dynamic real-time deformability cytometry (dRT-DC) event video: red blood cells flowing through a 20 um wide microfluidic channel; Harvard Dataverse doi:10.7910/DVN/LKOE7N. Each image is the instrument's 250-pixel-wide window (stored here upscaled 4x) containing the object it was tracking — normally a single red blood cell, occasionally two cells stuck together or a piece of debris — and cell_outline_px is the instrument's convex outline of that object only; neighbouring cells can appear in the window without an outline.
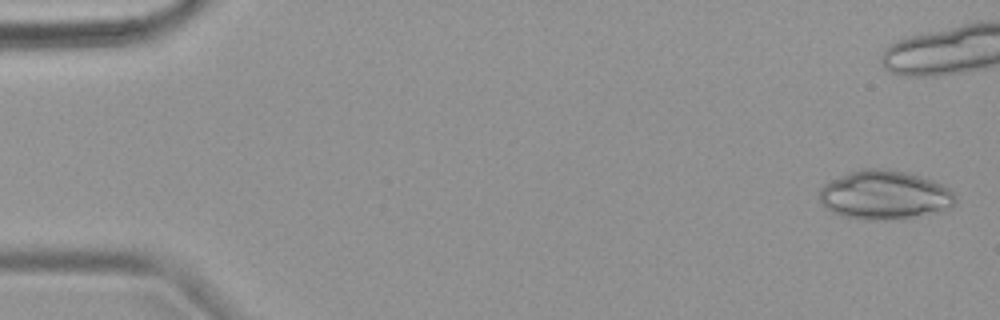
{"species": "common noctule bat (a hibernating species)", "species_latin": "Nyctalus noctula", "temperature_condition": "warm", "stored_images_in_passage": 8, "segment_of_instrument_passage": [1, 2], "camera_frame_rate_fps": 3000, "um_per_image_px": 0.085, "animal": {"sex": "female", "body_mass_g": 18.4}, "frame": {"image": 1, "passage_image": 1, "time_ms": 0.0, "image_size_px": [1000, 320], "cell_outline_px": [[956, 200], [948, 212], [912, 216], [868, 220], [864, 220], [844, 216], [832, 212], [824, 208], [820, 200], [820, 188], [828, 180], [864, 168], [888, 168], [908, 172], [932, 180], [948, 188], [956, 196]], "centroid_in_image_um": [75.2, 16.57], "position_along_channel_um": 9.8, "area_um2": 38.84}}